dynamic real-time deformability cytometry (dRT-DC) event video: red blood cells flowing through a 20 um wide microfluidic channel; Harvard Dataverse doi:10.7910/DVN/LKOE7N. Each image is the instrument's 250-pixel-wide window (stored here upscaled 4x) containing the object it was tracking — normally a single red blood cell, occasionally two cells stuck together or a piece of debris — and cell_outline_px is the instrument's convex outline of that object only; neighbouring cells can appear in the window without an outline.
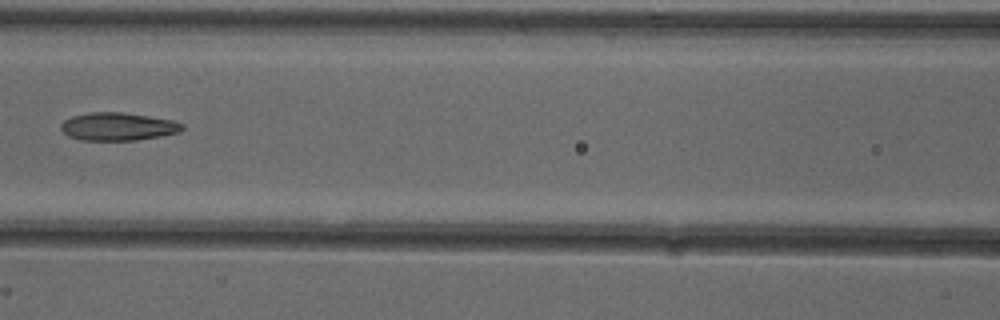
{"species": "common noctule bat (a hibernating species)", "species_latin": "Nyctalus noctula", "temperature_condition": "cold", "stored_images_in_passage": 6, "camera_frame_rate_fps": 3000, "um_per_image_px": 0.085, "animal": {"sex": "female"}, "frame": {"image": 1, "passage_image": 6, "time_ms": 1.667, "image_size_px": [1000, 320], "cell_outline_px": [[184, 128], [180, 132], [160, 136], [136, 140], [80, 140], [68, 136], [60, 128], [60, 124], [64, 120], [72, 116], [88, 112], [120, 112], [148, 116], [172, 120], [184, 124]], "centroid_in_image_um": [10.01, 10.75], "position_along_channel_um": 156.6, "area_um2": 19.77}}